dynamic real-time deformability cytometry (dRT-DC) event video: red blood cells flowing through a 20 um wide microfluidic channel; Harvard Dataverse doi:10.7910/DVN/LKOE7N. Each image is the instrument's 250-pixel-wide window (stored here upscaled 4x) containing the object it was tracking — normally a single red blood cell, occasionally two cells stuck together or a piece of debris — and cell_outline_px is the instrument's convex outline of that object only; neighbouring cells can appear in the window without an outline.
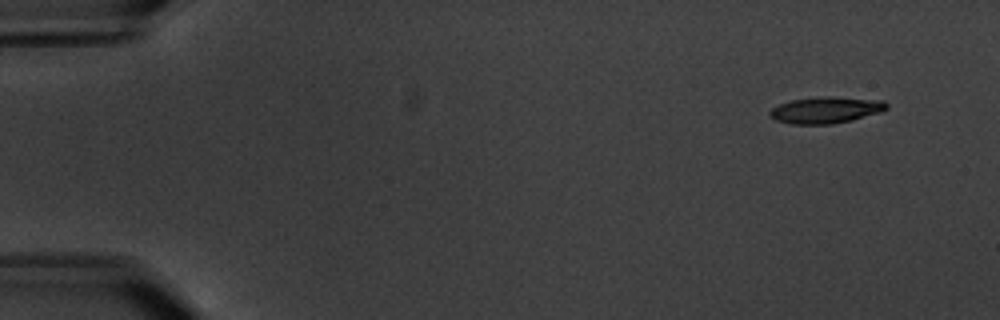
{"species": "common noctule bat (a hibernating species)", "species_latin": "Nyctalus noctula", "temperature_condition": "warm", "stored_images_in_passage": 7, "camera_frame_rate_fps": 3000, "um_per_image_px": 0.085, "animal": {"sex": "male", "body_mass_g": 20.1, "forearm_length_mm": 53.5}, "frame": {"image": 1, "passage_image": 2, "time_ms": 1.333, "image_size_px": [1000, 320], "cell_outline_px": [[888, 108], [880, 112], [852, 120], [832, 124], [792, 124], [776, 120], [768, 116], [768, 112], [772, 108], [780, 104], [792, 100], [824, 96], [828, 96], [884, 100], [888, 104]], "centroid_in_image_um": [70.2, 9.35], "position_along_channel_um": 14.8, "area_um2": 18.03}}